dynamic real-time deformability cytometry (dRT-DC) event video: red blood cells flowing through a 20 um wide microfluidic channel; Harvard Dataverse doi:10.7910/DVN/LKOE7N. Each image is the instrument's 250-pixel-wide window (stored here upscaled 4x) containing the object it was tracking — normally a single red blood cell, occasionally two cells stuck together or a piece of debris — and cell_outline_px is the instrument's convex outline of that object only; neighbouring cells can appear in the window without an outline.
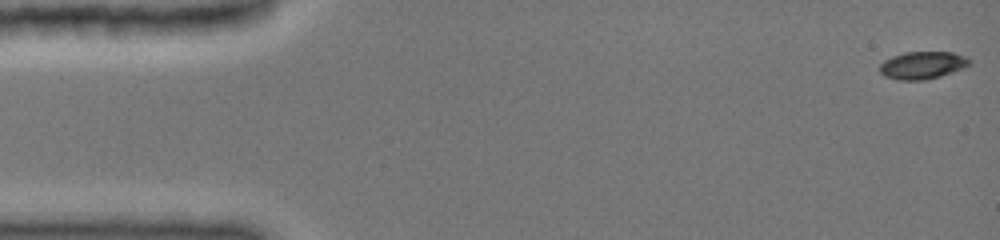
{"species": "common noctule bat (a hibernating species)", "species_latin": "Nyctalus noctula", "temperature_condition": "cold", "stored_images_in_passage": 48, "camera_frame_rate_fps": 3000, "um_per_image_px": 0.085, "animal": {"sex": "female", "body_mass_g": 19.0, "forearm_length_mm": 51.5}, "frame": {"image": 1, "passage_image": 1, "time_ms": 0.0, "image_size_px": [1000, 240], "cell_outline_px": [[972, 60], [964, 68], [940, 76], [924, 80], [900, 80], [884, 76], [880, 72], [880, 64], [884, 60], [892, 56], [904, 52], [952, 52], [964, 56]], "centroid_in_image_um": [78.39, 5.54], "position_along_channel_um": 6.6, "area_um2": 14.33}}
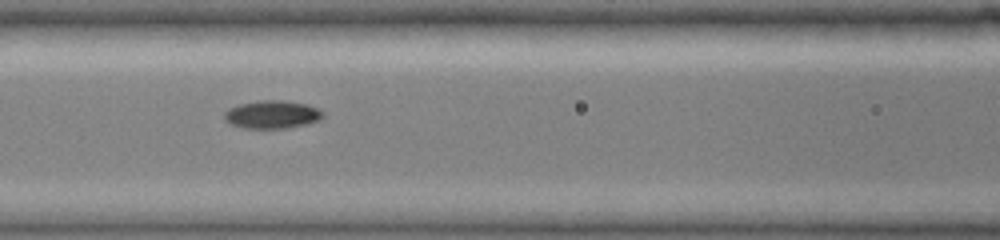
{"frame": {"image": 2, "passage_image": 21, "time_ms": 6.667, "image_size_px": [1000, 240], "cell_outline_px": [[324, 116], [316, 120], [304, 124], [284, 128], [244, 128], [232, 124], [224, 120], [224, 112], [228, 108], [240, 104], [256, 100], [284, 100], [308, 104], [324, 112]], "centroid_in_image_um": [23.09, 9.71], "position_along_channel_um": 143.5, "area_um2": 16.01}}
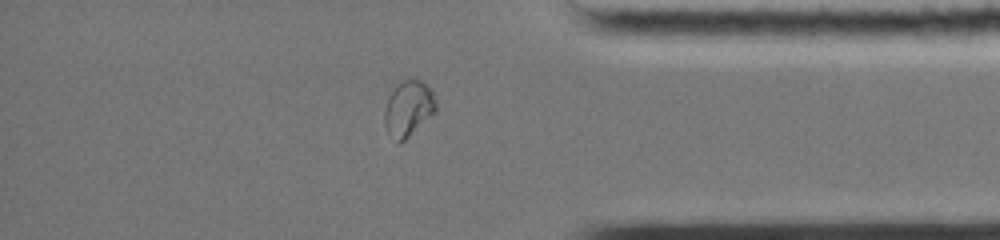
{"frame": {"image": 3, "passage_image": 41, "time_ms": 13.333, "image_size_px": [1000, 240], "cell_outline_px": [[436, 112], [400, 144], [396, 144], [384, 124], [384, 112], [388, 100], [396, 84], [408, 76], [420, 80], [428, 84], [432, 88], [436, 104]], "centroid_in_image_um": [34.73, 9.19], "position_along_channel_um": 400.5, "area_um2": 16.99}, "authors_computed_cell_mechanics": {"area_um2": 15.2881, "velocity_mm_per_s": 3.9545, "shape_relaxation_time_tau1_ms": 4.8024, "shape_relaxation_time_tau2_ms": 4.6464, "deformation_change_tau1": 0.173, "deformation_change_tau2": 0.0352}}